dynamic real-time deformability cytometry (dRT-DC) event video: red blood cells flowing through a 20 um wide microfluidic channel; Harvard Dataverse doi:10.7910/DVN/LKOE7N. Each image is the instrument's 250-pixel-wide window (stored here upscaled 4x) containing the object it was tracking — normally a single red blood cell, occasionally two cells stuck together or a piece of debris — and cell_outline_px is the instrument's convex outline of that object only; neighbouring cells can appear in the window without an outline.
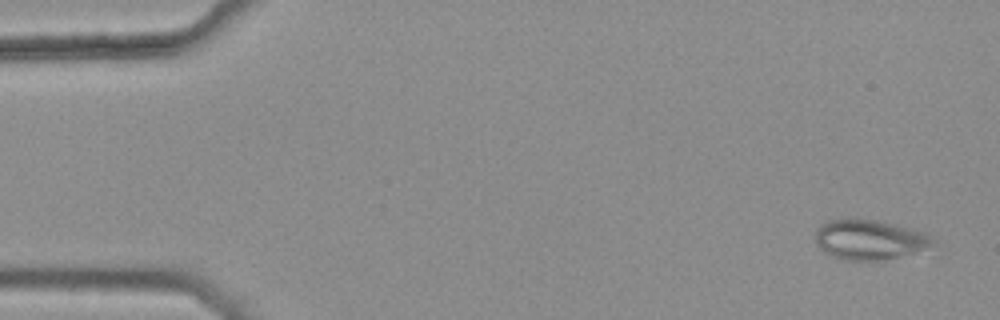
{"species": "common noctule bat (a hibernating species)", "species_latin": "Nyctalus noctula", "temperature_condition": "warm", "stored_images_in_passage": 46, "camera_frame_rate_fps": 3000, "um_per_image_px": 0.085, "animal": {"sex": "female", "body_mass_g": 25.1}, "frame": {"image": 1, "passage_image": 3, "time_ms": 0.667, "image_size_px": [1000, 320], "cell_outline_px": [[936, 244], [912, 252], [880, 260], [844, 260], [832, 256], [824, 252], [816, 244], [816, 228], [820, 224], [828, 220], [852, 216], [880, 220], [924, 232], [936, 240]], "centroid_in_image_um": [73.84, 20.32], "position_along_channel_um": 11.2, "area_um2": 27.63}}
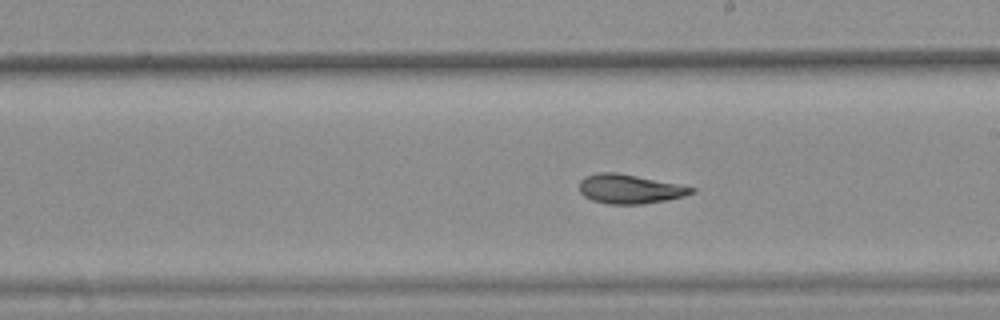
{"frame": {"image": 2, "passage_image": 31, "time_ms": 10.0, "image_size_px": [1000, 320], "cell_outline_px": [[696, 192], [684, 196], [668, 200], [644, 204], [608, 204], [592, 200], [584, 196], [580, 192], [580, 180], [584, 176], [596, 172], [616, 172], [696, 188]], "centroid_in_image_um": [53.5, 16.07], "position_along_channel_um": 235.5, "area_um2": 19.07}}
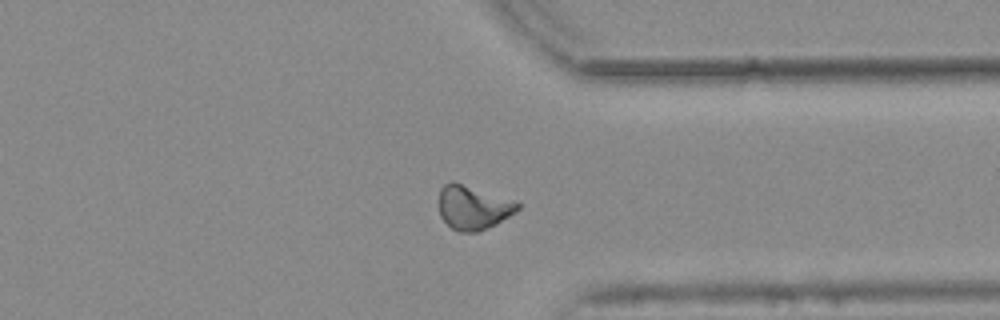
{"frame": {"image": 3, "passage_image": 42, "time_ms": 13.667, "image_size_px": [1000, 320], "cell_outline_px": [[520, 208], [516, 212], [496, 224], [488, 228], [476, 232], [460, 232], [452, 228], [440, 216], [440, 188], [444, 184], [452, 180], [520, 204]], "centroid_in_image_um": [40.18, 17.65], "position_along_channel_um": 371.2, "area_um2": 19.71}, "authors_computed_cell_mechanics": {"area_um2": 19.8832, "velocity_mm_per_s": 3.7583, "shape_relaxation_time_tau1_ms": null, "shape_relaxation_time_tau2_ms": 3.7527, "deformation_change_tau1": null, "deformation_change_tau2": 0.0974}}